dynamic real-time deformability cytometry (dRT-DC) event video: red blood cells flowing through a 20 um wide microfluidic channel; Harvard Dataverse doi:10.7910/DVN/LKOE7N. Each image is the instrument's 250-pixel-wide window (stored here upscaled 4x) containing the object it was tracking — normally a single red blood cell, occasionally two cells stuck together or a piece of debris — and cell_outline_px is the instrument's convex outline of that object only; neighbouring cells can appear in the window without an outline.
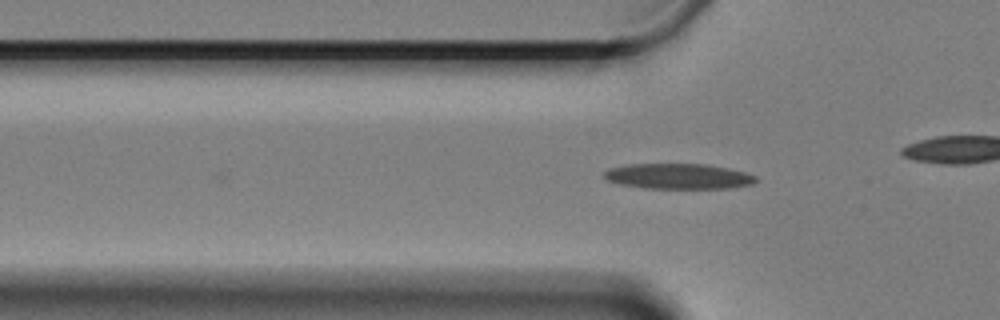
{"species": "Egyptian fruit bat (a non-hibernating species)", "species_latin": "Rousettus aegyptiacus", "temperature_condition": "cold", "stored_images_in_passage": 46, "camera_frame_rate_fps": 3000, "um_per_image_px": 0.085, "animal": {"sex": "female"}, "frame": {"image": 1, "passage_image": 6, "time_ms": 1.667, "image_size_px": [1000, 320], "cell_outline_px": [[760, 180], [752, 184], [728, 188], [644, 188], [620, 184], [608, 180], [604, 176], [604, 172], [608, 168], [628, 164], [708, 164], [728, 168], [744, 172], [756, 176]], "centroid_in_image_um": [57.68, 14.98], "position_along_channel_um": 68.1, "area_um2": 22.48}}
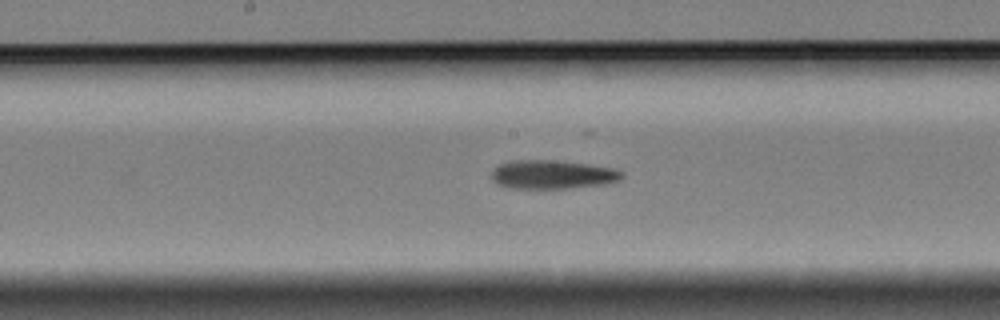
{"frame": {"image": 2, "passage_image": 18, "time_ms": 5.667, "image_size_px": [1000, 320], "cell_outline_px": [[624, 176], [620, 180], [604, 184], [568, 188], [508, 188], [492, 180], [492, 168], [500, 164], [512, 160], [548, 160], [588, 164], [612, 168], [624, 172]], "centroid_in_image_um": [46.95, 14.83], "position_along_channel_um": 201.2, "area_um2": 21.73}}
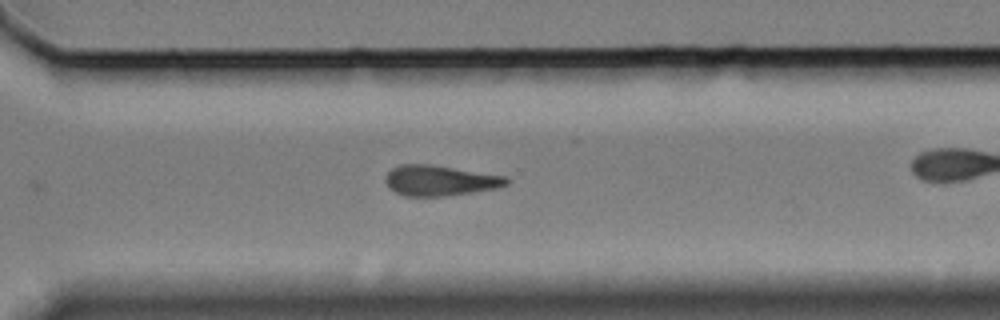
{"frame": {"image": 3, "passage_image": 30, "time_ms": 9.667, "image_size_px": [1000, 320], "cell_outline_px": [[508, 184], [500, 188], [444, 196], [404, 196], [396, 192], [384, 180], [388, 172], [392, 168], [400, 164], [428, 164], [508, 176]], "centroid_in_image_um": [37.43, 15.34], "position_along_channel_um": 333.2, "area_um2": 21.39}, "authors_computed_cell_mechanics": {"area_um2": 21.4438, "velocity_mm_per_s": 3.3123, "shape_relaxation_time_tau1_ms": 10.7105, "shape_relaxation_time_tau2_ms": null, "deformation_change_tau1": 0.2116, "deformation_change_tau2": null}}